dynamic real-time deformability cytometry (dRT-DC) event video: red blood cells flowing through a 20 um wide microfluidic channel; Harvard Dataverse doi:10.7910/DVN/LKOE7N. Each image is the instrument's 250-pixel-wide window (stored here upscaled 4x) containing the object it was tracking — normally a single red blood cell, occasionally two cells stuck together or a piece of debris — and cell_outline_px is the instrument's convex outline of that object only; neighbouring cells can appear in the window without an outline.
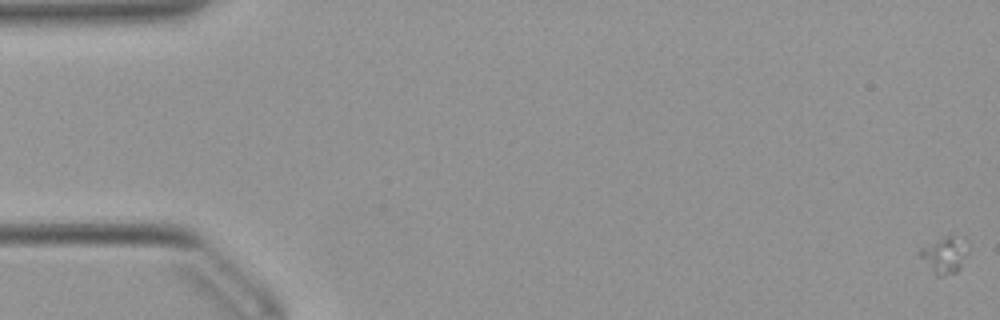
{"species": "Egyptian fruit bat (a non-hibernating species)", "species_latin": "Rousettus aegyptiacus", "temperature_condition": "warm", "stored_images_in_passage": 54, "camera_frame_rate_fps": 3000, "um_per_image_px": 0.085, "animal": {"sex": "female"}, "frame": {"image": 1, "passage_image": 1, "time_ms": 0.0, "image_size_px": [1000, 320], "cell_outline_px": [[968, 252], [960, 268], [956, 272], [944, 276], [936, 276], [932, 272], [916, 252], [920, 248], [952, 232], [964, 236]], "centroid_in_image_um": [80.3, 21.62], "position_along_channel_um": 4.7, "area_um2": 10.69}}